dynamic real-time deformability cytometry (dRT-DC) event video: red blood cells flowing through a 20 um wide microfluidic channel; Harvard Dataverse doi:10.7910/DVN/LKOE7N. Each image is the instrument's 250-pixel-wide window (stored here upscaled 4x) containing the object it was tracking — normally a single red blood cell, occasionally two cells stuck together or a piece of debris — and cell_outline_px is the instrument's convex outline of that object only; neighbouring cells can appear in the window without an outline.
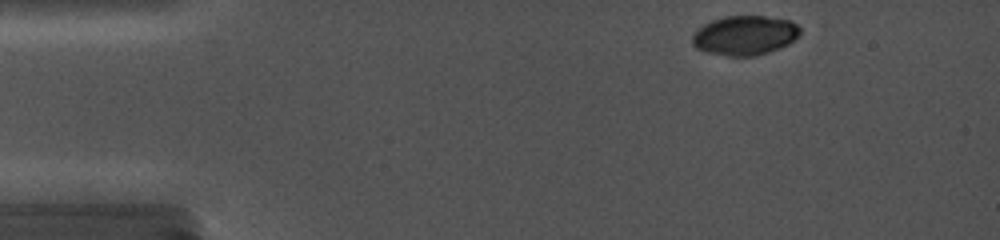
{"species": "common noctule bat (a hibernating species)", "species_latin": "Nyctalus noctula", "temperature_condition": "cold", "stored_images_in_passage": 9, "camera_frame_rate_fps": 5000, "um_per_image_px": 0.085, "animal": {"sex": "female", "body_mass_g": 19.0, "forearm_length_mm": 56.7}, "frame": {"image": 1, "passage_image": 2, "time_ms": 0.4, "image_size_px": [1000, 240], "cell_outline_px": [[800, 36], [788, 44], [780, 48], [756, 56], [728, 56], [708, 52], [696, 48], [692, 44], [692, 36], [696, 28], [712, 20], [724, 16], [764, 16], [788, 20], [796, 24], [800, 28]], "centroid_in_image_um": [63.3, 3.01], "position_along_channel_um": 21.7, "area_um2": 24.91}}